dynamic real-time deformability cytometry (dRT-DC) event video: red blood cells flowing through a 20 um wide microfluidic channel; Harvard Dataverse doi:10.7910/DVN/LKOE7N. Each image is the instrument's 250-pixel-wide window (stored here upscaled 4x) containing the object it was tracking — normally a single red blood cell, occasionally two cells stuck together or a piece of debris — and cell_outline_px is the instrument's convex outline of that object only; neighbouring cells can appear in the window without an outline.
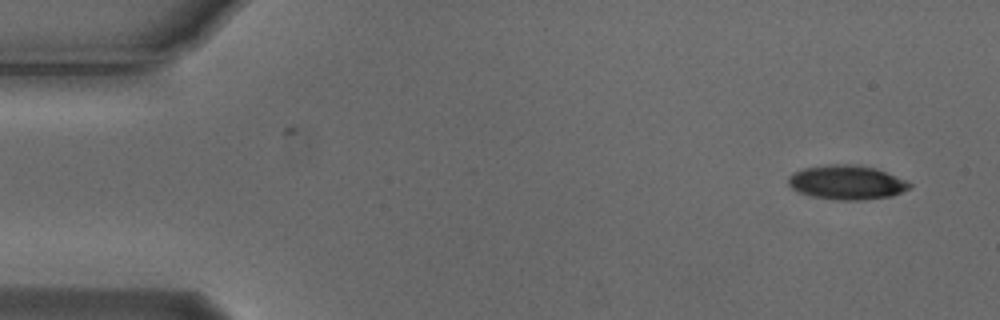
{"species": "Egyptian fruit bat (a non-hibernating species)", "species_latin": "Rousettus aegyptiacus", "temperature_condition": "cold", "stored_images_in_passage": 5, "camera_frame_rate_fps": 3000, "um_per_image_px": 0.085, "animal": {"sex": "male"}, "frame": {"image": 1, "passage_image": 1, "time_ms": 0.0, "image_size_px": [1000, 320], "cell_outline_px": [[912, 184], [908, 188], [892, 196], [864, 200], [836, 200], [812, 196], [796, 192], [788, 184], [788, 176], [792, 172], [804, 168], [828, 164], [856, 164], [876, 168], [904, 180]], "centroid_in_image_um": [71.91, 15.5], "position_along_channel_um": 13.1, "area_um2": 24.28}}
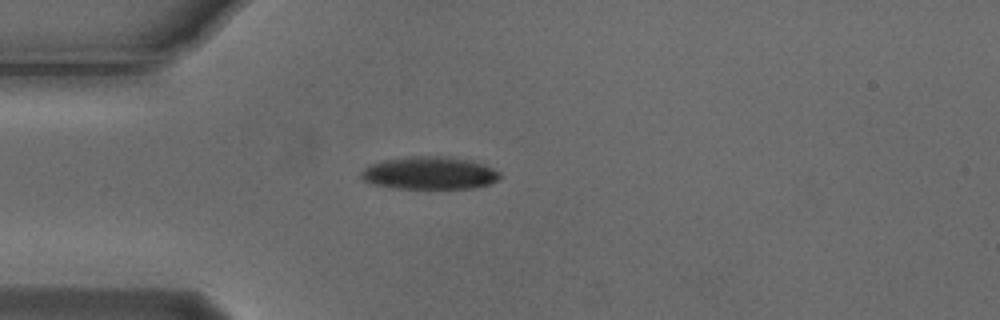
{"frame": {"image": 2, "passage_image": 4, "time_ms": 1.0, "image_size_px": [1000, 320], "cell_outline_px": [[504, 176], [488, 184], [472, 188], [396, 188], [376, 184], [364, 180], [360, 176], [360, 172], [364, 168], [372, 164], [384, 160], [420, 156], [436, 156], [468, 160], [484, 164], [500, 172]], "centroid_in_image_um": [36.54, 14.71], "position_along_channel_um": 48.5, "area_um2": 25.95}}